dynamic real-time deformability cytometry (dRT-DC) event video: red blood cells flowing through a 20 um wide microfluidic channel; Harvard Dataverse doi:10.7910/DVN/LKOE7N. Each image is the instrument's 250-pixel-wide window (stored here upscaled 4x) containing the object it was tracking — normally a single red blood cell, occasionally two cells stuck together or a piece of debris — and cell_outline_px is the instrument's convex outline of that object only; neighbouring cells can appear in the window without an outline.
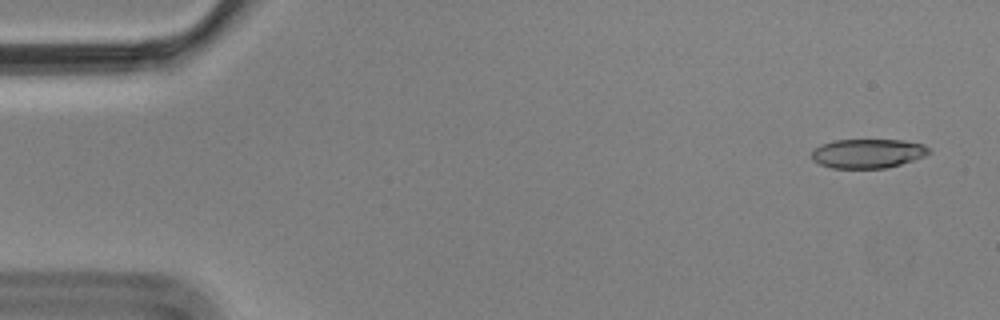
{"species": "Egyptian fruit bat (a non-hibernating species)", "species_latin": "Rousettus aegyptiacus", "temperature_condition": "cold", "stored_images_in_passage": 4, "camera_frame_rate_fps": 3000, "um_per_image_px": 0.085, "animal": {"sex": "male"}, "frame": {"image": 1, "passage_image": 1, "time_ms": 0.0, "image_size_px": [1000, 320], "cell_outline_px": [[928, 152], [924, 156], [900, 164], [884, 168], [832, 168], [820, 164], [812, 160], [812, 152], [816, 148], [824, 144], [836, 140], [900, 140], [924, 144], [928, 148]], "centroid_in_image_um": [73.74, 13.05], "position_along_channel_um": 11.3, "area_um2": 19.59}}
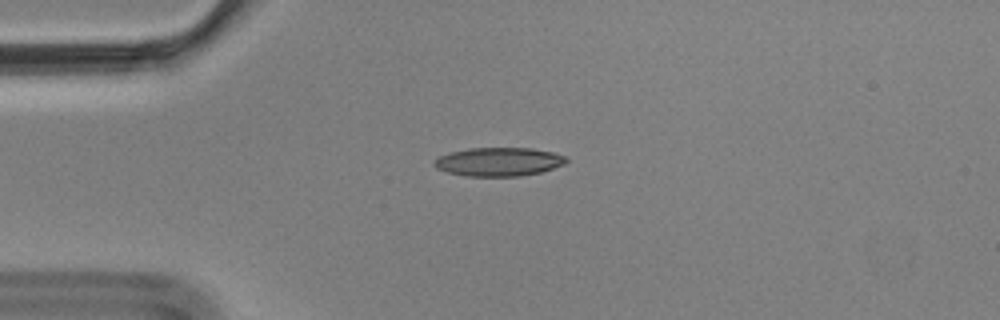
{"frame": {"image": 2, "passage_image": 4, "time_ms": 1.0, "image_size_px": [1000, 320], "cell_outline_px": [[568, 160], [564, 164], [540, 172], [520, 176], [468, 176], [448, 172], [436, 168], [432, 164], [440, 156], [452, 152], [468, 148], [532, 148], [552, 152], [564, 156]], "centroid_in_image_um": [42.39, 13.75], "position_along_channel_um": 42.6, "area_um2": 21.79}}